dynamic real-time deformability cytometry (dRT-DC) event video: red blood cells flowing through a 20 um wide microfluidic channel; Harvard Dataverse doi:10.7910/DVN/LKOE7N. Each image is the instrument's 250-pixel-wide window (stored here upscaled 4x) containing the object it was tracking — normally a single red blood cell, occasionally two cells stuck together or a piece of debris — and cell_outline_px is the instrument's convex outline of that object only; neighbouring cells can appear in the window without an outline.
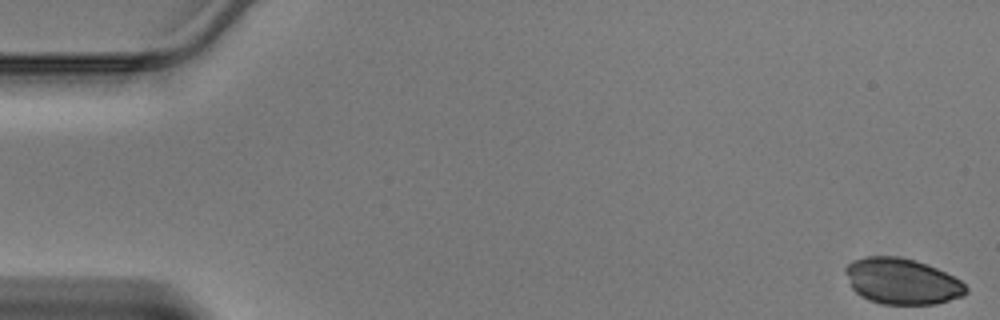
{"species": "Egyptian fruit bat (a non-hibernating species)", "species_latin": "Rousettus aegyptiacus", "temperature_condition": "warm", "stored_images_in_passage": 47, "segment_of_instrument_passage": [1, 2], "camera_frame_rate_fps": 3000, "um_per_image_px": 0.085, "animal": {"sex": "male"}, "frame": {"image": 1, "passage_image": 1, "time_ms": 0.0, "image_size_px": [1000, 320], "cell_outline_px": [[968, 292], [964, 296], [936, 304], [880, 304], [868, 300], [860, 296], [852, 288], [844, 272], [844, 268], [852, 260], [864, 256], [900, 256], [916, 260], [928, 264], [960, 280], [968, 288]], "centroid_in_image_um": [76.65, 23.9], "position_along_channel_um": 8.4, "area_um2": 32.6}}
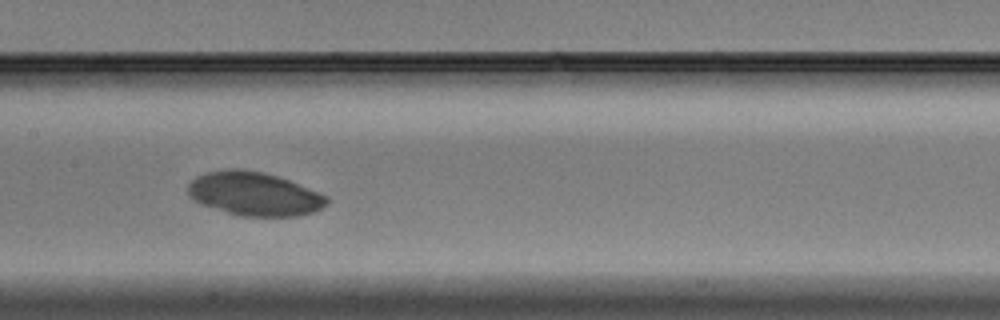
{"frame": {"image": 2, "passage_image": 23, "time_ms": 7.333, "image_size_px": [1000, 320], "cell_outline_px": [[328, 204], [312, 212], [296, 216], [244, 216], [228, 212], [200, 204], [188, 196], [188, 184], [196, 176], [204, 172], [228, 168], [244, 168], [264, 172], [288, 180], [328, 196]], "centroid_in_image_um": [21.57, 16.46], "position_along_channel_um": 185.8, "area_um2": 35.32}}
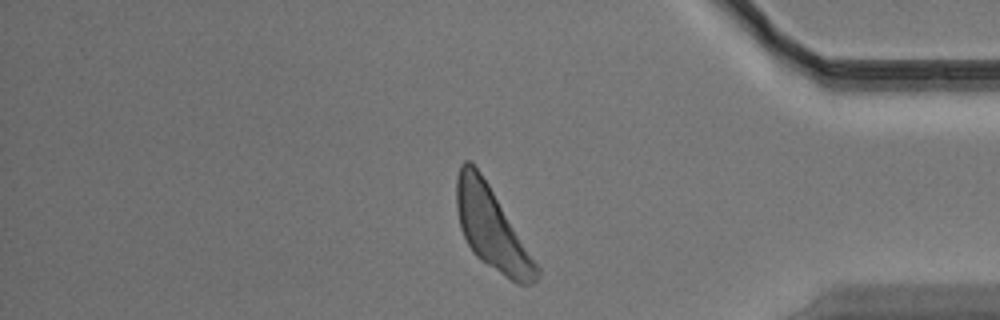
{"frame": {"image": 3, "passage_image": 39, "time_ms": 12.667, "image_size_px": [1000, 320], "cell_outline_px": [[540, 272], [536, 280], [532, 284], [516, 284], [480, 260], [476, 256], [468, 244], [460, 228], [456, 208], [456, 176], [460, 164], [464, 160], [472, 160], [488, 184], [540, 268]], "centroid_in_image_um": [41.76, 19.39], "position_along_channel_um": 393.4, "area_um2": 37.92}}